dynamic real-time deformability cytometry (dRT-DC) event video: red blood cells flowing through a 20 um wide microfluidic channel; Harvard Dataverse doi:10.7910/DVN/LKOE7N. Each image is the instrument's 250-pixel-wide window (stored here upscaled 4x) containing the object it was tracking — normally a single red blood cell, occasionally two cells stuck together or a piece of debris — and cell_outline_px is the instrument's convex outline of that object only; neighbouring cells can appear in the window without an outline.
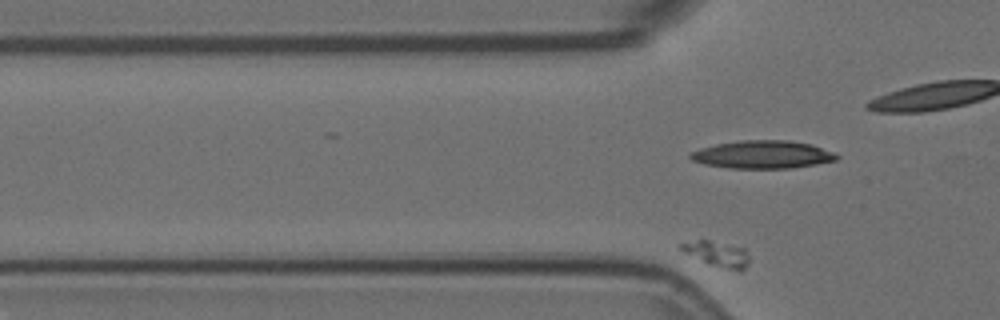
{"species": "Egyptian fruit bat (a non-hibernating species)", "species_latin": "Rousettus aegyptiacus", "temperature_condition": "room temperature", "stored_images_in_passage": 53, "segment_of_instrument_passage": [1, 2], "camera_frame_rate_fps": 3000, "um_per_image_px": 0.085, "animal": {"sex": "female"}, "frame": {"image": 1, "passage_image": 16, "time_ms": 5.0, "image_size_px": [1000, 320], "cell_outline_px": [[748, 264], [740, 272], [736, 272], [708, 264], [680, 252], [676, 248], [680, 244], [696, 240], [708, 240], [744, 248], [748, 252]], "centroid_in_image_um": [60.91, 21.61], "position_along_channel_um": 64.9, "area_um2": 10.4}}
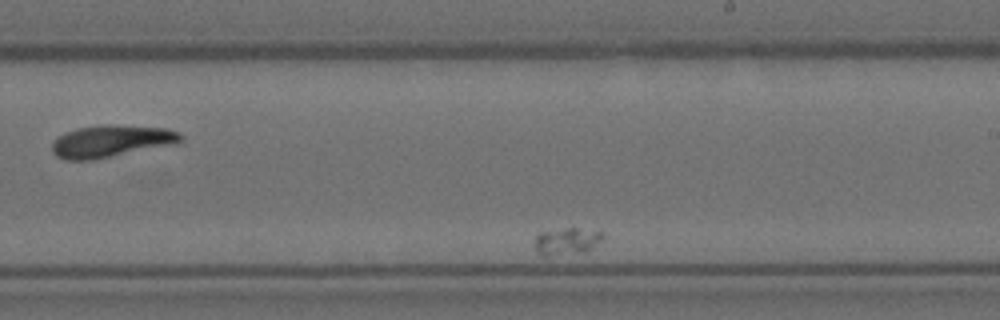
{"frame": {"image": 2, "passage_image": 37, "time_ms": 12.0, "image_size_px": [1000, 320], "cell_outline_px": [[604, 236], [588, 252], [548, 256], [544, 256], [536, 252], [536, 236], [544, 232], [568, 228], [576, 228], [604, 232]], "centroid_in_image_um": [48.2, 20.53], "position_along_channel_um": 240.8, "area_um2": 10.58}}
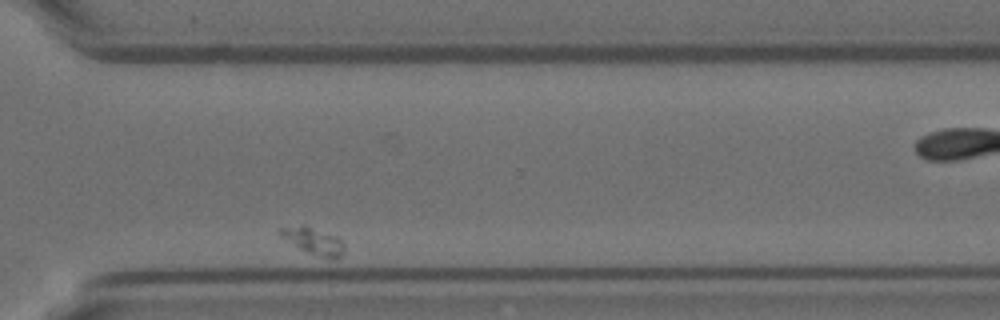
{"frame": {"image": 3, "passage_image": 49, "time_ms": 16.0, "image_size_px": [1000, 320], "cell_outline_px": [[344, 248], [340, 256], [336, 260], [320, 256], [308, 252], [300, 248], [280, 236], [276, 232], [280, 228], [304, 224], [340, 236], [344, 244]], "centroid_in_image_um": [26.67, 20.45], "position_along_channel_um": 343.9, "area_um2": 10.17}}